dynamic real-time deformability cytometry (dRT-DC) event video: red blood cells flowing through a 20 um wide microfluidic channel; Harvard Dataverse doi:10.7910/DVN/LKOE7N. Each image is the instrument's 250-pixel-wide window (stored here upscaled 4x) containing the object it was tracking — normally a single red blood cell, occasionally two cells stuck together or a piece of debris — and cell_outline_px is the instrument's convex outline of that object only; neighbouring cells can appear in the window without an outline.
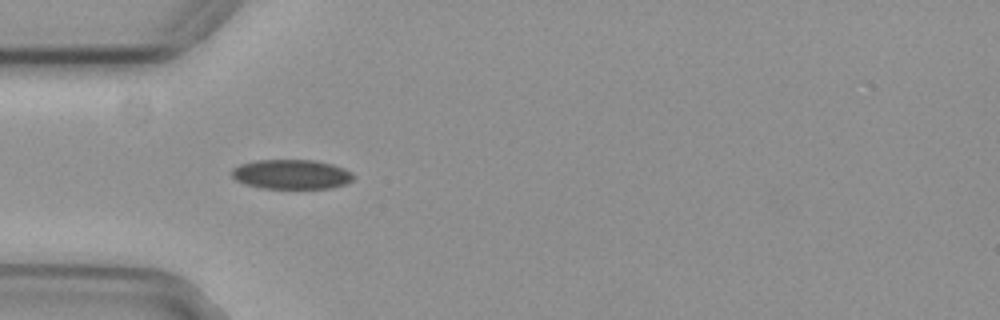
{"species": "common noctule bat (a hibernating species)", "species_latin": "Nyctalus noctula", "temperature_condition": "cold", "stored_images_in_passage": 4, "camera_frame_rate_fps": 3000, "um_per_image_px": 0.085, "animal": {"sex": "female", "body_mass_g": 29.2, "forearm_length_mm": 56.3}, "frame": {"image": 1, "passage_image": 1, "time_ms": 0.0, "image_size_px": [1000, 320], "cell_outline_px": [[356, 176], [352, 180], [344, 184], [332, 188], [260, 188], [244, 184], [236, 180], [232, 176], [232, 168], [240, 164], [256, 160], [312, 160], [332, 164], [344, 168], [352, 172]], "centroid_in_image_um": [24.77, 14.81], "position_along_channel_um": 60.2, "area_um2": 21.04}}